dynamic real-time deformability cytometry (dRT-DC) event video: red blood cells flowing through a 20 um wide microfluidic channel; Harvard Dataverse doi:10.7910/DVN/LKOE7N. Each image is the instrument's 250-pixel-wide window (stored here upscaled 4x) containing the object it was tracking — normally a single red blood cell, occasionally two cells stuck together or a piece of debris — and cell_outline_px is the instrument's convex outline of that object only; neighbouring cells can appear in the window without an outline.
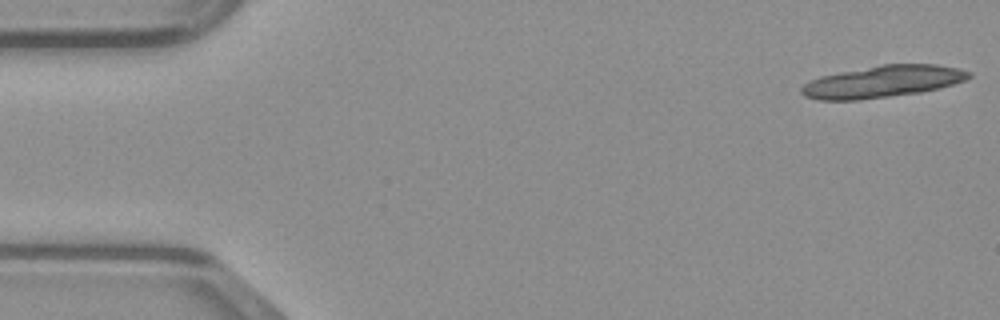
{"species": "common noctule bat (a hibernating species)", "species_latin": "Nyctalus noctula", "temperature_condition": "warm", "stored_images_in_passage": 16, "camera_frame_rate_fps": 3000, "um_per_image_px": 0.085, "animal": {"sex": "male", "body_mass_g": 23.1, "forearm_length_mm": 52.7}, "frame": {"image": 1, "passage_image": 1, "time_ms": 0.0, "image_size_px": [1000, 320], "cell_outline_px": [[972, 76], [964, 80], [940, 88], [920, 92], [860, 100], [820, 100], [804, 96], [800, 92], [800, 88], [804, 84], [820, 76], [880, 64], [936, 64], [960, 68], [972, 72]], "centroid_in_image_um": [75.04, 6.93], "position_along_channel_um": 10.0, "area_um2": 31.15}}